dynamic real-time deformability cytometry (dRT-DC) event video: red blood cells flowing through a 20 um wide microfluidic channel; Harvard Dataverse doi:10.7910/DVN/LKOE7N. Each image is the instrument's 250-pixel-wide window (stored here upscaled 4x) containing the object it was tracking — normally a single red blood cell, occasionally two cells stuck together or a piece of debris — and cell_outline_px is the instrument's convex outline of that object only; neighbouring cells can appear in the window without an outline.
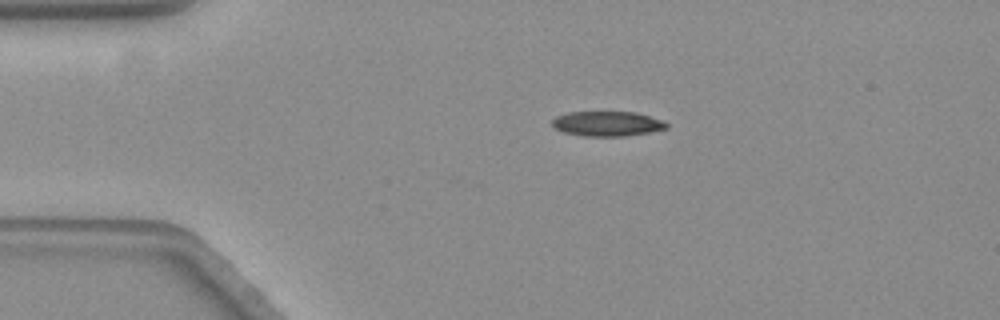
{"species": "common noctule bat (a hibernating species)", "species_latin": "Nyctalus noctula", "temperature_condition": "warm", "stored_images_in_passage": 37, "camera_frame_rate_fps": 3000, "um_per_image_px": 0.085, "animal": {"sex": "female", "body_mass_g": 19.3, "forearm_length_mm": 54.1}, "frame": {"image": 1, "passage_image": 1, "time_ms": 0.0, "image_size_px": [1000, 320], "cell_outline_px": [[668, 128], [648, 132], [624, 136], [584, 136], [564, 132], [556, 128], [552, 124], [552, 120], [556, 116], [568, 112], [636, 112], [660, 120], [668, 124]], "centroid_in_image_um": [51.59, 10.51], "position_along_channel_um": 33.4, "area_um2": 16.36}}
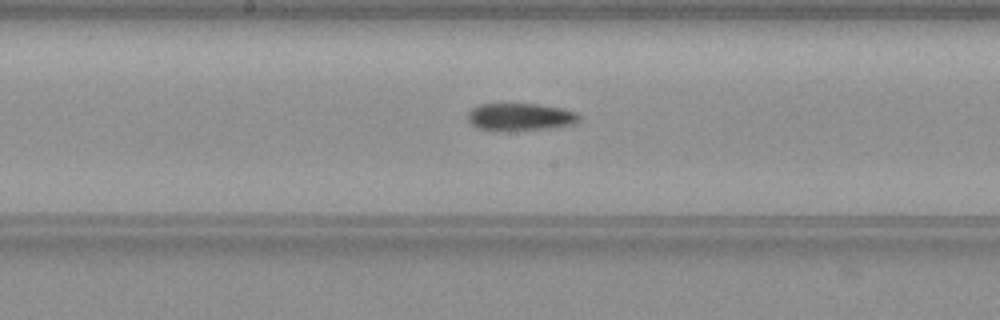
{"frame": {"image": 2, "passage_image": 19, "time_ms": 6.0, "image_size_px": [1000, 320], "cell_outline_px": [[580, 120], [572, 124], [556, 128], [500, 132], [492, 132], [476, 128], [468, 120], [468, 112], [472, 108], [480, 104], [536, 104], [560, 108], [576, 112], [580, 116]], "centroid_in_image_um": [44.18, 9.97], "position_along_channel_um": 204.0, "area_um2": 18.26}}
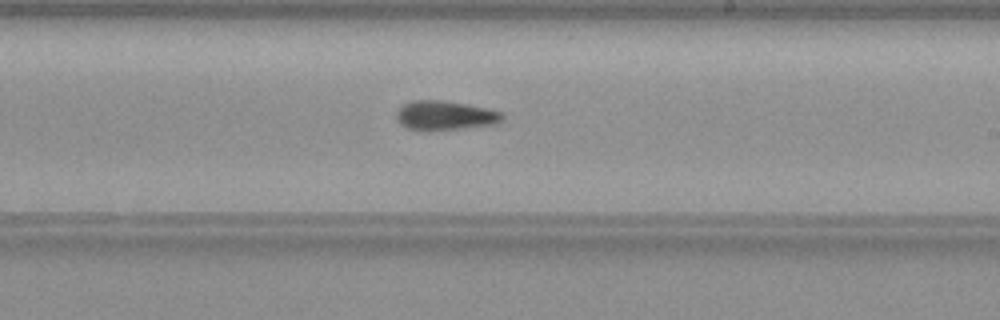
{"frame": {"image": 3, "passage_image": 23, "time_ms": 7.333, "image_size_px": [1000, 320], "cell_outline_px": [[504, 120], [492, 124], [428, 132], [424, 132], [408, 128], [400, 124], [396, 120], [396, 112], [404, 104], [412, 100], [440, 100], [464, 104], [484, 108], [500, 112], [504, 116]], "centroid_in_image_um": [37.75, 9.83], "position_along_channel_um": 251.3, "area_um2": 18.03}}